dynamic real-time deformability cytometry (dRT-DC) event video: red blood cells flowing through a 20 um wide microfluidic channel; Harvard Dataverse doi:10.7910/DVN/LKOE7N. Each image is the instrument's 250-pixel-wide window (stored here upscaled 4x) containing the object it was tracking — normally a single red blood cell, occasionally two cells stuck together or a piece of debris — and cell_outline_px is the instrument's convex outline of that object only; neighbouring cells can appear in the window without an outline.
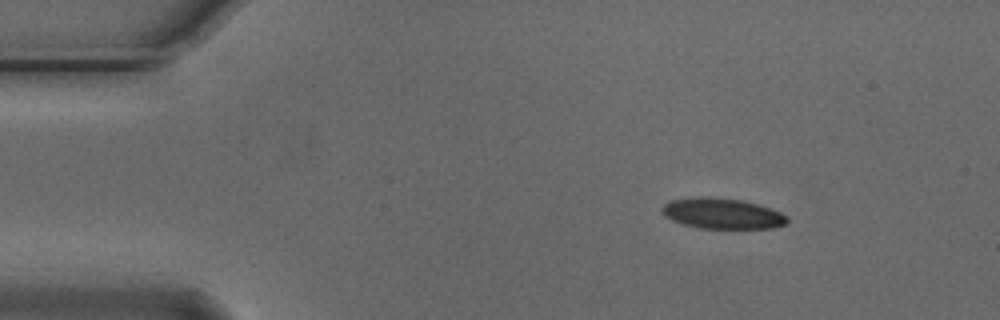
{"species": "Egyptian fruit bat (a non-hibernating species)", "species_latin": "Rousettus aegyptiacus", "temperature_condition": "cold", "stored_images_in_passage": 4, "camera_frame_rate_fps": 3000, "um_per_image_px": 0.085, "animal": {"sex": "male"}, "frame": {"image": 1, "passage_image": 1, "time_ms": 0.0, "image_size_px": [1000, 320], "cell_outline_px": [[788, 224], [772, 228], [700, 228], [684, 224], [672, 220], [664, 216], [660, 212], [660, 208], [668, 200], [700, 196], [708, 196], [744, 200], [760, 204], [780, 212], [788, 216]], "centroid_in_image_um": [61.38, 18.13], "position_along_channel_um": 23.6, "area_um2": 22.72}}
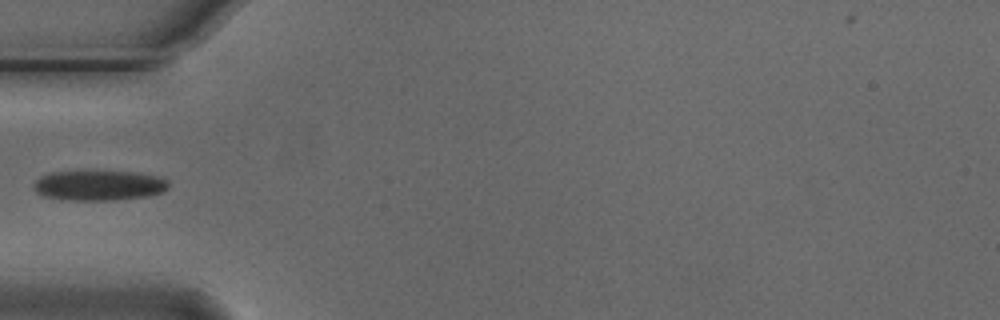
{"frame": {"image": 2, "passage_image": 4, "time_ms": 1.0, "image_size_px": [1000, 320], "cell_outline_px": [[168, 188], [164, 192], [148, 196], [112, 200], [60, 200], [44, 196], [36, 192], [32, 188], [32, 184], [40, 176], [52, 172], [80, 168], [140, 172], [160, 176], [168, 180]], "centroid_in_image_um": [8.38, 15.7], "position_along_channel_um": 76.6, "area_um2": 25.14}}